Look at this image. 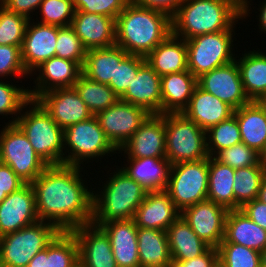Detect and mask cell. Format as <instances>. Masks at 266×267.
<instances>
[{"instance_id":"cell-1","label":"cell","mask_w":266,"mask_h":267,"mask_svg":"<svg viewBox=\"0 0 266 267\" xmlns=\"http://www.w3.org/2000/svg\"><path fill=\"white\" fill-rule=\"evenodd\" d=\"M86 170L64 164L49 165L30 183L40 221L52 223L60 231L92 223L94 184L90 181L93 178L89 177V169Z\"/></svg>"},{"instance_id":"cell-2","label":"cell","mask_w":266,"mask_h":267,"mask_svg":"<svg viewBox=\"0 0 266 267\" xmlns=\"http://www.w3.org/2000/svg\"><path fill=\"white\" fill-rule=\"evenodd\" d=\"M105 169H107V172L104 173L106 175L100 173L107 177L104 178L105 180L102 178L103 176H100L99 179L94 177L99 180H94L96 182L94 184L99 187L96 185L93 187L95 190H93L92 223L99 227L110 221L133 219L137 208L148 192L142 185L129 177L119 165L105 166Z\"/></svg>"},{"instance_id":"cell-3","label":"cell","mask_w":266,"mask_h":267,"mask_svg":"<svg viewBox=\"0 0 266 267\" xmlns=\"http://www.w3.org/2000/svg\"><path fill=\"white\" fill-rule=\"evenodd\" d=\"M115 45L128 54L146 57L172 33L171 18L129 2L117 16Z\"/></svg>"},{"instance_id":"cell-4","label":"cell","mask_w":266,"mask_h":267,"mask_svg":"<svg viewBox=\"0 0 266 267\" xmlns=\"http://www.w3.org/2000/svg\"><path fill=\"white\" fill-rule=\"evenodd\" d=\"M241 21L242 12L228 0H184L171 18L172 34L188 40L198 35L236 30Z\"/></svg>"},{"instance_id":"cell-5","label":"cell","mask_w":266,"mask_h":267,"mask_svg":"<svg viewBox=\"0 0 266 267\" xmlns=\"http://www.w3.org/2000/svg\"><path fill=\"white\" fill-rule=\"evenodd\" d=\"M116 154H118V149L106 137L95 115L64 129V165L82 168L87 166V169L92 170L94 167L93 162H95L96 166V163L100 161L99 171L95 168L93 169L98 174L102 168L100 165L103 167L105 165L108 166L107 162L109 163L110 157L112 159H110V166L112 165L111 163L116 161ZM113 155L116 159L112 158ZM103 158L105 161L108 159L106 164L102 162Z\"/></svg>"},{"instance_id":"cell-6","label":"cell","mask_w":266,"mask_h":267,"mask_svg":"<svg viewBox=\"0 0 266 267\" xmlns=\"http://www.w3.org/2000/svg\"><path fill=\"white\" fill-rule=\"evenodd\" d=\"M15 124L48 165L64 164V130L36 100L31 99L23 107Z\"/></svg>"},{"instance_id":"cell-7","label":"cell","mask_w":266,"mask_h":267,"mask_svg":"<svg viewBox=\"0 0 266 267\" xmlns=\"http://www.w3.org/2000/svg\"><path fill=\"white\" fill-rule=\"evenodd\" d=\"M225 30L186 40L188 70L196 77L235 60V43L239 33ZM237 34V36H236ZM235 40V41H234Z\"/></svg>"},{"instance_id":"cell-8","label":"cell","mask_w":266,"mask_h":267,"mask_svg":"<svg viewBox=\"0 0 266 267\" xmlns=\"http://www.w3.org/2000/svg\"><path fill=\"white\" fill-rule=\"evenodd\" d=\"M166 159L173 165L208 158L206 131L183 113H165Z\"/></svg>"},{"instance_id":"cell-9","label":"cell","mask_w":266,"mask_h":267,"mask_svg":"<svg viewBox=\"0 0 266 267\" xmlns=\"http://www.w3.org/2000/svg\"><path fill=\"white\" fill-rule=\"evenodd\" d=\"M60 230L38 221L0 237V267H26L30 260L54 239Z\"/></svg>"},{"instance_id":"cell-10","label":"cell","mask_w":266,"mask_h":267,"mask_svg":"<svg viewBox=\"0 0 266 267\" xmlns=\"http://www.w3.org/2000/svg\"><path fill=\"white\" fill-rule=\"evenodd\" d=\"M0 162L8 165L25 183L35 181L49 166L16 124H5L0 129Z\"/></svg>"},{"instance_id":"cell-11","label":"cell","mask_w":266,"mask_h":267,"mask_svg":"<svg viewBox=\"0 0 266 267\" xmlns=\"http://www.w3.org/2000/svg\"><path fill=\"white\" fill-rule=\"evenodd\" d=\"M209 157L199 161L181 162L171 166L166 192L176 208H185L207 200Z\"/></svg>"},{"instance_id":"cell-12","label":"cell","mask_w":266,"mask_h":267,"mask_svg":"<svg viewBox=\"0 0 266 267\" xmlns=\"http://www.w3.org/2000/svg\"><path fill=\"white\" fill-rule=\"evenodd\" d=\"M150 115L143 107L119 99L95 116L109 141L120 149Z\"/></svg>"},{"instance_id":"cell-13","label":"cell","mask_w":266,"mask_h":267,"mask_svg":"<svg viewBox=\"0 0 266 267\" xmlns=\"http://www.w3.org/2000/svg\"><path fill=\"white\" fill-rule=\"evenodd\" d=\"M120 153L123 158H166L165 114H151Z\"/></svg>"},{"instance_id":"cell-14","label":"cell","mask_w":266,"mask_h":267,"mask_svg":"<svg viewBox=\"0 0 266 267\" xmlns=\"http://www.w3.org/2000/svg\"><path fill=\"white\" fill-rule=\"evenodd\" d=\"M81 74L82 66L78 62L52 57L30 73L29 79L33 80V85L28 87L30 98L35 100L48 91L73 87Z\"/></svg>"},{"instance_id":"cell-15","label":"cell","mask_w":266,"mask_h":267,"mask_svg":"<svg viewBox=\"0 0 266 267\" xmlns=\"http://www.w3.org/2000/svg\"><path fill=\"white\" fill-rule=\"evenodd\" d=\"M197 85L204 91L228 103L234 109L251 102L245 93L235 60L202 74L197 78Z\"/></svg>"},{"instance_id":"cell-16","label":"cell","mask_w":266,"mask_h":267,"mask_svg":"<svg viewBox=\"0 0 266 267\" xmlns=\"http://www.w3.org/2000/svg\"><path fill=\"white\" fill-rule=\"evenodd\" d=\"M227 213L225 207L207 199L185 208L181 216L200 239L217 248L224 239Z\"/></svg>"},{"instance_id":"cell-17","label":"cell","mask_w":266,"mask_h":267,"mask_svg":"<svg viewBox=\"0 0 266 267\" xmlns=\"http://www.w3.org/2000/svg\"><path fill=\"white\" fill-rule=\"evenodd\" d=\"M35 100L63 130L93 116L74 87L48 91Z\"/></svg>"},{"instance_id":"cell-18","label":"cell","mask_w":266,"mask_h":267,"mask_svg":"<svg viewBox=\"0 0 266 267\" xmlns=\"http://www.w3.org/2000/svg\"><path fill=\"white\" fill-rule=\"evenodd\" d=\"M38 221L35 194L30 183L12 192L0 203V237Z\"/></svg>"},{"instance_id":"cell-19","label":"cell","mask_w":266,"mask_h":267,"mask_svg":"<svg viewBox=\"0 0 266 267\" xmlns=\"http://www.w3.org/2000/svg\"><path fill=\"white\" fill-rule=\"evenodd\" d=\"M33 19L27 24L21 47V57L30 74L41 63L55 57L59 26L43 24Z\"/></svg>"},{"instance_id":"cell-20","label":"cell","mask_w":266,"mask_h":267,"mask_svg":"<svg viewBox=\"0 0 266 267\" xmlns=\"http://www.w3.org/2000/svg\"><path fill=\"white\" fill-rule=\"evenodd\" d=\"M79 246V263L84 267H118L106 232L88 223L71 230Z\"/></svg>"},{"instance_id":"cell-21","label":"cell","mask_w":266,"mask_h":267,"mask_svg":"<svg viewBox=\"0 0 266 267\" xmlns=\"http://www.w3.org/2000/svg\"><path fill=\"white\" fill-rule=\"evenodd\" d=\"M70 26L87 50L115 45L116 22L114 18L75 11Z\"/></svg>"},{"instance_id":"cell-22","label":"cell","mask_w":266,"mask_h":267,"mask_svg":"<svg viewBox=\"0 0 266 267\" xmlns=\"http://www.w3.org/2000/svg\"><path fill=\"white\" fill-rule=\"evenodd\" d=\"M180 215L181 212L165 190L152 191L147 192L133 220L137 227L166 231Z\"/></svg>"},{"instance_id":"cell-23","label":"cell","mask_w":266,"mask_h":267,"mask_svg":"<svg viewBox=\"0 0 266 267\" xmlns=\"http://www.w3.org/2000/svg\"><path fill=\"white\" fill-rule=\"evenodd\" d=\"M120 168L134 181L142 185L146 191L166 190L172 164L166 158H121ZM124 160L123 162L121 161Z\"/></svg>"},{"instance_id":"cell-24","label":"cell","mask_w":266,"mask_h":267,"mask_svg":"<svg viewBox=\"0 0 266 267\" xmlns=\"http://www.w3.org/2000/svg\"><path fill=\"white\" fill-rule=\"evenodd\" d=\"M234 108L216 96L195 87L188 106L182 113L194 121L204 131L229 119L234 115Z\"/></svg>"},{"instance_id":"cell-25","label":"cell","mask_w":266,"mask_h":267,"mask_svg":"<svg viewBox=\"0 0 266 267\" xmlns=\"http://www.w3.org/2000/svg\"><path fill=\"white\" fill-rule=\"evenodd\" d=\"M108 235L118 267H140L137 231L133 219L110 221L100 226Z\"/></svg>"},{"instance_id":"cell-26","label":"cell","mask_w":266,"mask_h":267,"mask_svg":"<svg viewBox=\"0 0 266 267\" xmlns=\"http://www.w3.org/2000/svg\"><path fill=\"white\" fill-rule=\"evenodd\" d=\"M120 100L161 114V77L145 62Z\"/></svg>"},{"instance_id":"cell-27","label":"cell","mask_w":266,"mask_h":267,"mask_svg":"<svg viewBox=\"0 0 266 267\" xmlns=\"http://www.w3.org/2000/svg\"><path fill=\"white\" fill-rule=\"evenodd\" d=\"M264 49L263 51L259 48L247 51L244 49L242 53L238 50L235 57L245 93L251 101H260L266 96V50Z\"/></svg>"},{"instance_id":"cell-28","label":"cell","mask_w":266,"mask_h":267,"mask_svg":"<svg viewBox=\"0 0 266 267\" xmlns=\"http://www.w3.org/2000/svg\"><path fill=\"white\" fill-rule=\"evenodd\" d=\"M147 64L160 76L188 70L186 40L172 33L146 57Z\"/></svg>"},{"instance_id":"cell-29","label":"cell","mask_w":266,"mask_h":267,"mask_svg":"<svg viewBox=\"0 0 266 267\" xmlns=\"http://www.w3.org/2000/svg\"><path fill=\"white\" fill-rule=\"evenodd\" d=\"M197 86V78L189 71L161 77V114L182 113Z\"/></svg>"},{"instance_id":"cell-30","label":"cell","mask_w":266,"mask_h":267,"mask_svg":"<svg viewBox=\"0 0 266 267\" xmlns=\"http://www.w3.org/2000/svg\"><path fill=\"white\" fill-rule=\"evenodd\" d=\"M240 128L241 141L260 155L266 144V108L260 101H251L234 110Z\"/></svg>"},{"instance_id":"cell-31","label":"cell","mask_w":266,"mask_h":267,"mask_svg":"<svg viewBox=\"0 0 266 267\" xmlns=\"http://www.w3.org/2000/svg\"><path fill=\"white\" fill-rule=\"evenodd\" d=\"M221 243H236L262 252L266 247V230L240 209L229 210L225 220V235Z\"/></svg>"},{"instance_id":"cell-32","label":"cell","mask_w":266,"mask_h":267,"mask_svg":"<svg viewBox=\"0 0 266 267\" xmlns=\"http://www.w3.org/2000/svg\"><path fill=\"white\" fill-rule=\"evenodd\" d=\"M166 233L172 260L193 259L210 247L196 235L181 215L167 228Z\"/></svg>"},{"instance_id":"cell-33","label":"cell","mask_w":266,"mask_h":267,"mask_svg":"<svg viewBox=\"0 0 266 267\" xmlns=\"http://www.w3.org/2000/svg\"><path fill=\"white\" fill-rule=\"evenodd\" d=\"M127 55L128 53L117 45L89 49L82 73L93 81L109 85L110 80L115 77L116 62H121Z\"/></svg>"},{"instance_id":"cell-34","label":"cell","mask_w":266,"mask_h":267,"mask_svg":"<svg viewBox=\"0 0 266 267\" xmlns=\"http://www.w3.org/2000/svg\"><path fill=\"white\" fill-rule=\"evenodd\" d=\"M137 242L140 267H167L171 262L166 231L138 227Z\"/></svg>"},{"instance_id":"cell-35","label":"cell","mask_w":266,"mask_h":267,"mask_svg":"<svg viewBox=\"0 0 266 267\" xmlns=\"http://www.w3.org/2000/svg\"><path fill=\"white\" fill-rule=\"evenodd\" d=\"M234 176L235 169L209 156L207 199L225 207L228 211L234 210Z\"/></svg>"},{"instance_id":"cell-36","label":"cell","mask_w":266,"mask_h":267,"mask_svg":"<svg viewBox=\"0 0 266 267\" xmlns=\"http://www.w3.org/2000/svg\"><path fill=\"white\" fill-rule=\"evenodd\" d=\"M266 175V162L262 159L255 165L235 169L234 176V210L258 197L263 177Z\"/></svg>"},{"instance_id":"cell-37","label":"cell","mask_w":266,"mask_h":267,"mask_svg":"<svg viewBox=\"0 0 266 267\" xmlns=\"http://www.w3.org/2000/svg\"><path fill=\"white\" fill-rule=\"evenodd\" d=\"M73 87L93 115L108 109L120 99L109 85L93 81L83 73Z\"/></svg>"},{"instance_id":"cell-38","label":"cell","mask_w":266,"mask_h":267,"mask_svg":"<svg viewBox=\"0 0 266 267\" xmlns=\"http://www.w3.org/2000/svg\"><path fill=\"white\" fill-rule=\"evenodd\" d=\"M10 81L8 79H0V117L2 116L0 120L5 118L3 120L4 125L15 124L23 107L31 100L28 86L25 88L23 86L24 83L17 85L19 80ZM6 119L9 121L5 122L7 121Z\"/></svg>"},{"instance_id":"cell-39","label":"cell","mask_w":266,"mask_h":267,"mask_svg":"<svg viewBox=\"0 0 266 267\" xmlns=\"http://www.w3.org/2000/svg\"><path fill=\"white\" fill-rule=\"evenodd\" d=\"M79 263V246L71 231H60L47 245L48 267H75Z\"/></svg>"},{"instance_id":"cell-40","label":"cell","mask_w":266,"mask_h":267,"mask_svg":"<svg viewBox=\"0 0 266 267\" xmlns=\"http://www.w3.org/2000/svg\"><path fill=\"white\" fill-rule=\"evenodd\" d=\"M241 142L240 128L235 115L206 131L207 153L211 157Z\"/></svg>"},{"instance_id":"cell-41","label":"cell","mask_w":266,"mask_h":267,"mask_svg":"<svg viewBox=\"0 0 266 267\" xmlns=\"http://www.w3.org/2000/svg\"><path fill=\"white\" fill-rule=\"evenodd\" d=\"M218 262L224 267H261L260 252L236 243H220Z\"/></svg>"},{"instance_id":"cell-42","label":"cell","mask_w":266,"mask_h":267,"mask_svg":"<svg viewBox=\"0 0 266 267\" xmlns=\"http://www.w3.org/2000/svg\"><path fill=\"white\" fill-rule=\"evenodd\" d=\"M74 14L72 0H43L35 20L43 24L65 27L71 25Z\"/></svg>"},{"instance_id":"cell-43","label":"cell","mask_w":266,"mask_h":267,"mask_svg":"<svg viewBox=\"0 0 266 267\" xmlns=\"http://www.w3.org/2000/svg\"><path fill=\"white\" fill-rule=\"evenodd\" d=\"M29 21L25 15L10 12L0 5V45L22 47Z\"/></svg>"},{"instance_id":"cell-44","label":"cell","mask_w":266,"mask_h":267,"mask_svg":"<svg viewBox=\"0 0 266 267\" xmlns=\"http://www.w3.org/2000/svg\"><path fill=\"white\" fill-rule=\"evenodd\" d=\"M55 48L56 57L78 62L83 67L87 49L71 26L59 28Z\"/></svg>"},{"instance_id":"cell-45","label":"cell","mask_w":266,"mask_h":267,"mask_svg":"<svg viewBox=\"0 0 266 267\" xmlns=\"http://www.w3.org/2000/svg\"><path fill=\"white\" fill-rule=\"evenodd\" d=\"M30 74L26 71L21 57V47L13 45H0V79H24L26 83ZM25 78H27L25 80Z\"/></svg>"},{"instance_id":"cell-46","label":"cell","mask_w":266,"mask_h":267,"mask_svg":"<svg viewBox=\"0 0 266 267\" xmlns=\"http://www.w3.org/2000/svg\"><path fill=\"white\" fill-rule=\"evenodd\" d=\"M145 62V57L132 54H128L121 62H116L115 77L114 80H110L109 86L118 97L126 92Z\"/></svg>"},{"instance_id":"cell-47","label":"cell","mask_w":266,"mask_h":267,"mask_svg":"<svg viewBox=\"0 0 266 267\" xmlns=\"http://www.w3.org/2000/svg\"><path fill=\"white\" fill-rule=\"evenodd\" d=\"M214 158L233 169L255 166L261 160L260 154L243 142L219 151Z\"/></svg>"},{"instance_id":"cell-48","label":"cell","mask_w":266,"mask_h":267,"mask_svg":"<svg viewBox=\"0 0 266 267\" xmlns=\"http://www.w3.org/2000/svg\"><path fill=\"white\" fill-rule=\"evenodd\" d=\"M75 11L105 15L116 20L130 0H72Z\"/></svg>"},{"instance_id":"cell-49","label":"cell","mask_w":266,"mask_h":267,"mask_svg":"<svg viewBox=\"0 0 266 267\" xmlns=\"http://www.w3.org/2000/svg\"><path fill=\"white\" fill-rule=\"evenodd\" d=\"M218 263V250L209 247L203 254L186 261L171 260L167 267H215Z\"/></svg>"},{"instance_id":"cell-50","label":"cell","mask_w":266,"mask_h":267,"mask_svg":"<svg viewBox=\"0 0 266 267\" xmlns=\"http://www.w3.org/2000/svg\"><path fill=\"white\" fill-rule=\"evenodd\" d=\"M134 5L156 10L172 18L184 3V0H130Z\"/></svg>"},{"instance_id":"cell-51","label":"cell","mask_w":266,"mask_h":267,"mask_svg":"<svg viewBox=\"0 0 266 267\" xmlns=\"http://www.w3.org/2000/svg\"><path fill=\"white\" fill-rule=\"evenodd\" d=\"M42 2L43 0H0V5L10 12L32 19L33 16H36Z\"/></svg>"},{"instance_id":"cell-52","label":"cell","mask_w":266,"mask_h":267,"mask_svg":"<svg viewBox=\"0 0 266 267\" xmlns=\"http://www.w3.org/2000/svg\"><path fill=\"white\" fill-rule=\"evenodd\" d=\"M26 183L5 164L0 162V188L7 194L19 190Z\"/></svg>"},{"instance_id":"cell-53","label":"cell","mask_w":266,"mask_h":267,"mask_svg":"<svg viewBox=\"0 0 266 267\" xmlns=\"http://www.w3.org/2000/svg\"><path fill=\"white\" fill-rule=\"evenodd\" d=\"M253 222L266 230V204L257 198L240 208Z\"/></svg>"},{"instance_id":"cell-54","label":"cell","mask_w":266,"mask_h":267,"mask_svg":"<svg viewBox=\"0 0 266 267\" xmlns=\"http://www.w3.org/2000/svg\"><path fill=\"white\" fill-rule=\"evenodd\" d=\"M228 1L231 2L234 6H236L242 12L243 22H246L245 20H248L247 18L249 17H252V18L254 17V16H250L253 11L254 12L256 11L251 8V6H253L252 4L253 0H228Z\"/></svg>"},{"instance_id":"cell-55","label":"cell","mask_w":266,"mask_h":267,"mask_svg":"<svg viewBox=\"0 0 266 267\" xmlns=\"http://www.w3.org/2000/svg\"><path fill=\"white\" fill-rule=\"evenodd\" d=\"M260 3L257 5L258 8L256 10L255 13L257 14L258 12V15H255L257 16L256 19H257V25H255V27L259 28L258 32L261 33V35L264 33L266 35V0L262 1L261 0L259 1Z\"/></svg>"},{"instance_id":"cell-56","label":"cell","mask_w":266,"mask_h":267,"mask_svg":"<svg viewBox=\"0 0 266 267\" xmlns=\"http://www.w3.org/2000/svg\"><path fill=\"white\" fill-rule=\"evenodd\" d=\"M26 267H48L47 264V247L38 252L28 263Z\"/></svg>"},{"instance_id":"cell-57","label":"cell","mask_w":266,"mask_h":267,"mask_svg":"<svg viewBox=\"0 0 266 267\" xmlns=\"http://www.w3.org/2000/svg\"><path fill=\"white\" fill-rule=\"evenodd\" d=\"M257 199L266 204V175L261 182Z\"/></svg>"},{"instance_id":"cell-58","label":"cell","mask_w":266,"mask_h":267,"mask_svg":"<svg viewBox=\"0 0 266 267\" xmlns=\"http://www.w3.org/2000/svg\"><path fill=\"white\" fill-rule=\"evenodd\" d=\"M260 266L266 267V247L262 252H260Z\"/></svg>"},{"instance_id":"cell-59","label":"cell","mask_w":266,"mask_h":267,"mask_svg":"<svg viewBox=\"0 0 266 267\" xmlns=\"http://www.w3.org/2000/svg\"><path fill=\"white\" fill-rule=\"evenodd\" d=\"M8 195L0 188V203L7 197Z\"/></svg>"},{"instance_id":"cell-60","label":"cell","mask_w":266,"mask_h":267,"mask_svg":"<svg viewBox=\"0 0 266 267\" xmlns=\"http://www.w3.org/2000/svg\"><path fill=\"white\" fill-rule=\"evenodd\" d=\"M261 159L266 162V144H265V150L264 152L260 155Z\"/></svg>"},{"instance_id":"cell-61","label":"cell","mask_w":266,"mask_h":267,"mask_svg":"<svg viewBox=\"0 0 266 267\" xmlns=\"http://www.w3.org/2000/svg\"><path fill=\"white\" fill-rule=\"evenodd\" d=\"M260 103L266 108V96H264L261 100Z\"/></svg>"},{"instance_id":"cell-62","label":"cell","mask_w":266,"mask_h":267,"mask_svg":"<svg viewBox=\"0 0 266 267\" xmlns=\"http://www.w3.org/2000/svg\"><path fill=\"white\" fill-rule=\"evenodd\" d=\"M215 267H224V266L218 262V263L215 265Z\"/></svg>"},{"instance_id":"cell-63","label":"cell","mask_w":266,"mask_h":267,"mask_svg":"<svg viewBox=\"0 0 266 267\" xmlns=\"http://www.w3.org/2000/svg\"><path fill=\"white\" fill-rule=\"evenodd\" d=\"M75 267H84L80 263H78Z\"/></svg>"}]
</instances>
